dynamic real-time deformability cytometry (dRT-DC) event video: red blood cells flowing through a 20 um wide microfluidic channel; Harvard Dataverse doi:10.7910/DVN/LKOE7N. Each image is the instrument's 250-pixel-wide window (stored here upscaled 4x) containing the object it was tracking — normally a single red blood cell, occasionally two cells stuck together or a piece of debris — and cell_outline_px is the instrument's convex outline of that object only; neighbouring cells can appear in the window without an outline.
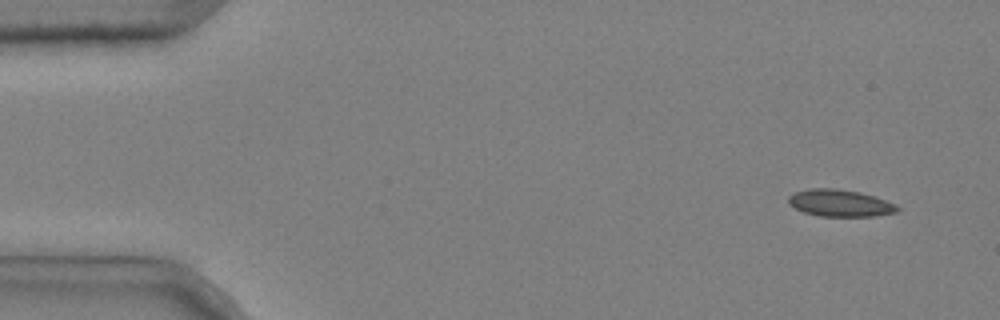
{"species": "common noctule bat (a hibernating species)", "species_latin": "Nyctalus noctula", "temperature_condition": "cold", "stored_images_in_passage": 5, "segment_of_instrument_passage": [2, 2], "camera_frame_rate_fps": 3000, "um_per_image_px": 0.085, "animal": {"sex": "male", "body_mass_g": 20.4}, "frame": {"image": 1, "passage_image": 5, "time_ms": 1.333, "image_size_px": [1000, 320], "cell_outline_px": [[900, 208], [896, 212], [872, 216], [820, 216], [804, 212], [788, 204], [788, 196], [796, 192], [812, 188], [836, 188], [860, 192], [896, 204]], "centroid_in_image_um": [71.38, 17.26], "position_along_channel_um": 13.6, "area_um2": 16.94}}